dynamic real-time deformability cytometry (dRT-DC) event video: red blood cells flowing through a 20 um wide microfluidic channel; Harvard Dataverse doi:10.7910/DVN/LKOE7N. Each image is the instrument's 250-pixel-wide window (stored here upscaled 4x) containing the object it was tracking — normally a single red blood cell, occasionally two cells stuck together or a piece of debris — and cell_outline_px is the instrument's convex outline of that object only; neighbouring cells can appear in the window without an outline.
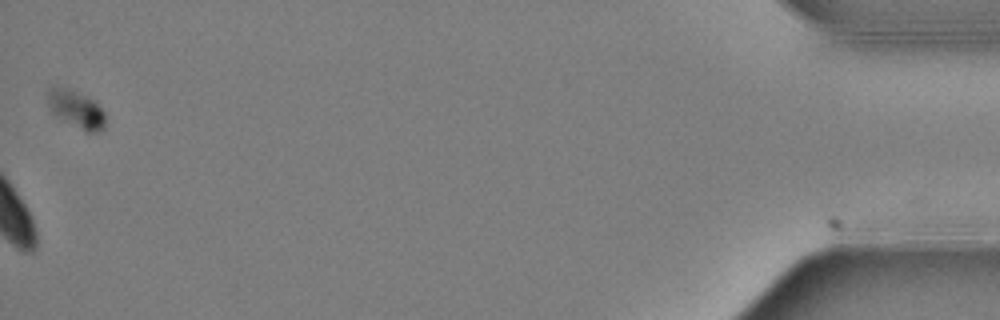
{"species": "Egyptian fruit bat (a non-hibernating species)", "species_latin": "Rousettus aegyptiacus", "temperature_condition": "warm", "stored_images_in_passage": 43, "camera_frame_rate_fps": 3000, "um_per_image_px": 0.085, "animal": {"sex": "female"}, "frame": {"image": 1, "passage_image": 43, "time_ms": 14.0, "image_size_px": [1000, 320], "cell_outline_px": [[104, 128], [100, 132], [84, 132], [60, 120], [48, 108], [48, 88], [56, 84], [72, 88], [96, 100], [104, 112]], "centroid_in_image_um": [6.45, 9.25], "position_along_channel_um": 428.8, "area_um2": 13.41}, "authors_computed_cell_mechanics": {"area_um2": 27.0504, "velocity_mm_per_s": 3.4142, "shape_relaxation_time_tau1_ms": 2.3668, "shape_relaxation_time_tau2_ms": null, "deformation_change_tau1": 0.0781, "deformation_change_tau2": null}}